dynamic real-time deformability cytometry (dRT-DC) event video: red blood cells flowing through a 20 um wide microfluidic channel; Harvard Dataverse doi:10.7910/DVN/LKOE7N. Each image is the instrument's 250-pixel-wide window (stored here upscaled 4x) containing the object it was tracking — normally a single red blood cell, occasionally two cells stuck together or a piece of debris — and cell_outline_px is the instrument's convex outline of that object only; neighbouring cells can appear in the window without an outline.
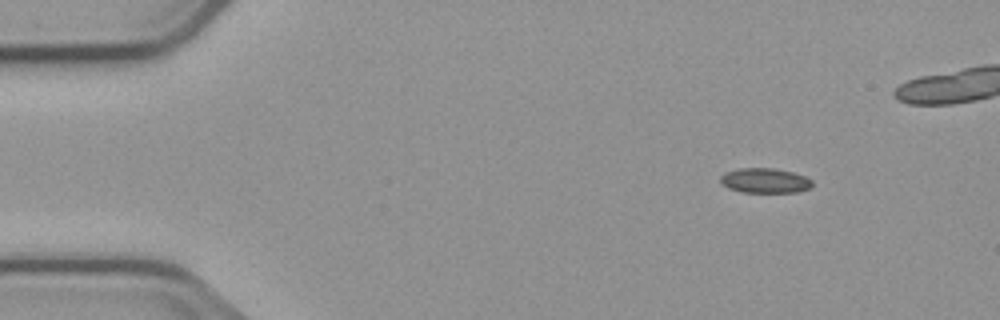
{"species": "common noctule bat (a hibernating species)", "species_latin": "Nyctalus noctula", "temperature_condition": "cold", "stored_images_in_passage": 4, "camera_frame_rate_fps": 3000, "um_per_image_px": 0.085, "animal": {"sex": "male", "body_mass_g": 23.1, "forearm_length_mm": 52.7}, "frame": {"image": 1, "passage_image": 1, "time_ms": 0.0, "image_size_px": [1000, 320], "cell_outline_px": [[812, 188], [800, 192], [740, 192], [728, 188], [720, 180], [720, 176], [724, 172], [740, 168], [772, 168], [792, 172], [804, 176], [812, 180]], "centroid_in_image_um": [65.03, 15.35], "position_along_channel_um": 20.0, "area_um2": 13.35}}